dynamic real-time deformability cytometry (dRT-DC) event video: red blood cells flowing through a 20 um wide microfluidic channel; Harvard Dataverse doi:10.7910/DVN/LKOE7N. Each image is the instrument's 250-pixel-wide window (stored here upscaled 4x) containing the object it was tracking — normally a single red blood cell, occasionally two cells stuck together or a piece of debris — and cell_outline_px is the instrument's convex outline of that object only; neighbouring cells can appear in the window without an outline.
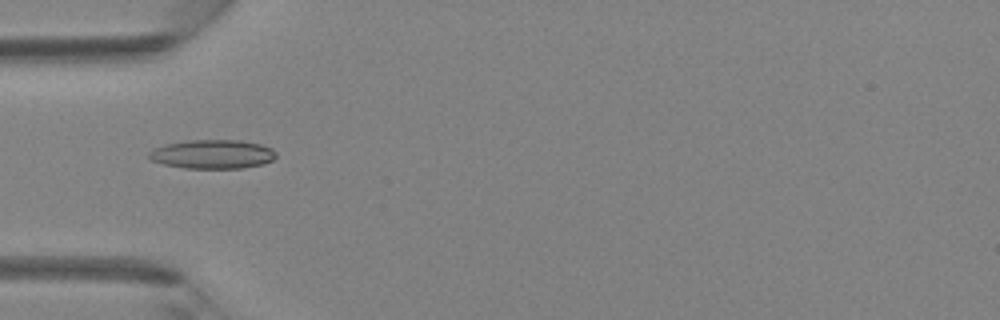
{"species": "Egyptian fruit bat (a non-hibernating species)", "species_latin": "Rousettus aegyptiacus", "temperature_condition": "room temperature", "stored_images_in_passage": 27, "camera_frame_rate_fps": 3000, "um_per_image_px": 0.085, "animal": {"sex": "female"}, "frame": {"image": 1, "passage_image": 2, "time_ms": 0.333, "image_size_px": [1000, 320], "cell_outline_px": [[276, 156], [272, 160], [264, 164], [240, 168], [184, 168], [164, 164], [152, 160], [148, 156], [148, 152], [164, 144], [188, 140], [240, 140], [260, 144], [272, 148], [276, 152]], "centroid_in_image_um": [18.08, 13.1], "position_along_channel_um": 66.9, "area_um2": 21.44}}
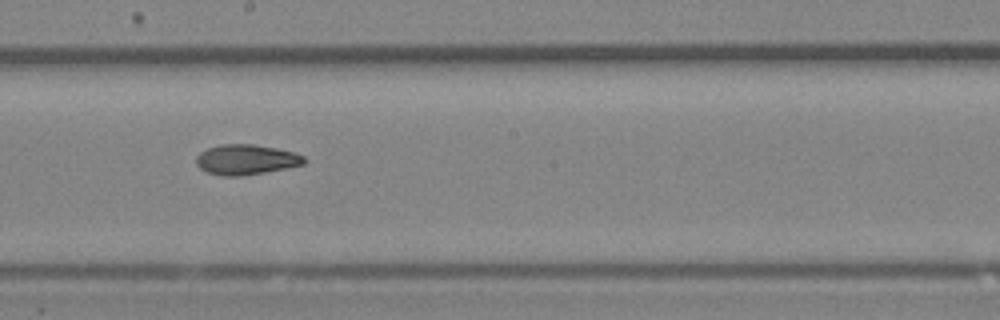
{"frame": {"image": 2, "passage_image": 12, "time_ms": 3.667, "image_size_px": [1000, 320], "cell_outline_px": [[304, 164], [264, 172], [240, 176], [220, 176], [208, 172], [200, 168], [196, 164], [196, 156], [200, 152], [208, 148], [220, 144], [252, 144], [276, 148], [292, 152], [304, 156]], "centroid_in_image_um": [20.86, 13.56], "position_along_channel_um": 227.3, "area_um2": 18.79}}
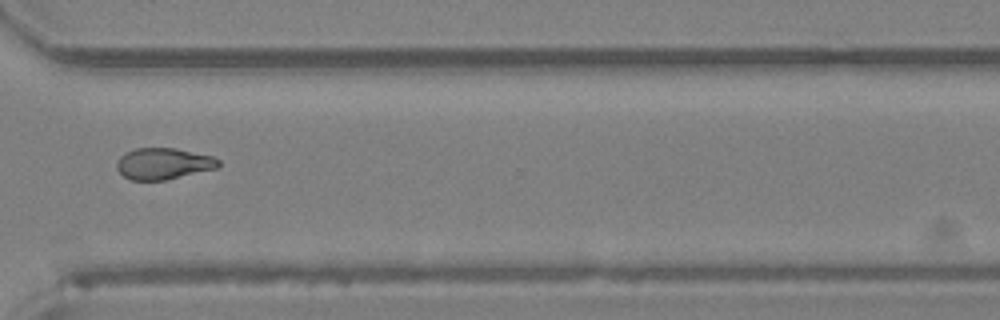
{"frame": {"image": 3, "passage_image": 20, "time_ms": 6.333, "image_size_px": [1000, 320], "cell_outline_px": [[220, 168], [164, 180], [132, 180], [124, 176], [116, 168], [116, 164], [120, 156], [124, 152], [136, 148], [176, 148], [212, 156], [220, 160]], "centroid_in_image_um": [13.91, 13.9], "position_along_channel_um": 356.7, "area_um2": 18.73}}